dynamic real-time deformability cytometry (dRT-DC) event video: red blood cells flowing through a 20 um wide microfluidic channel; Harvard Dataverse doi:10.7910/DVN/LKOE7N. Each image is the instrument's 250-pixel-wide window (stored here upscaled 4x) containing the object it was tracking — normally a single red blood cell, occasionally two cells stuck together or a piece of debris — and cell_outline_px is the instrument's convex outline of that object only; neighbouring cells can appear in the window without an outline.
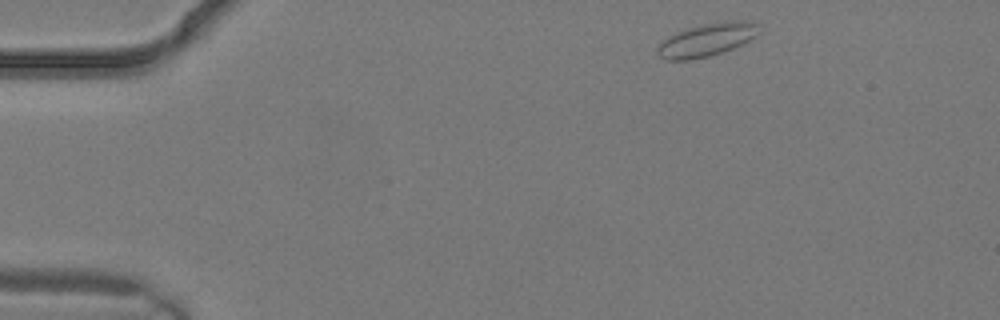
{"species": "common noctule bat (a hibernating species)", "species_latin": "Nyctalus noctula", "temperature_condition": "warm", "stored_images_in_passage": 2, "segment_of_instrument_passage": [2, 2], "camera_frame_rate_fps": 3000, "um_per_image_px": 0.085, "animal": {"sex": "male", "body_mass_g": 19.2, "forearm_length_mm": 51.8}, "frame": {"image": 1, "passage_image": 2, "time_ms": 0.333, "image_size_px": [1000, 320], "cell_outline_px": [[760, 32], [756, 36], [732, 48], [708, 56], [692, 60], [664, 60], [656, 52], [656, 48], [668, 36], [688, 28], [704, 24], [728, 20], [748, 20], [756, 24]], "centroid_in_image_um": [60.06, 3.38], "position_along_channel_um": 24.9, "area_um2": 19.31}}